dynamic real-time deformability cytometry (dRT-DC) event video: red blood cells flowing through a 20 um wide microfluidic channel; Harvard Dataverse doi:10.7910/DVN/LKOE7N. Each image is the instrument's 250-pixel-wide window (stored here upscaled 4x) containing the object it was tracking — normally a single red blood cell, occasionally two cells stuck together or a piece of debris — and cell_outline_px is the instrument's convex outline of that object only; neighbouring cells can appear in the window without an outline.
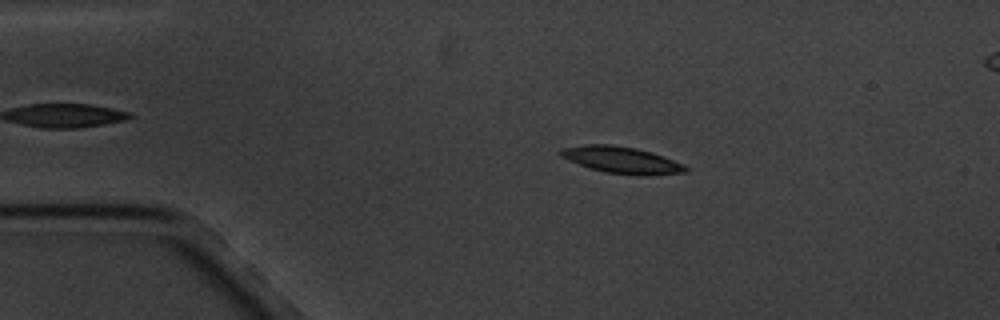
{"species": "common noctule bat (a hibernating species)", "species_latin": "Nyctalus noctula", "temperature_condition": "cold", "stored_images_in_passage": 6, "camera_frame_rate_fps": 3000, "um_per_image_px": 0.085, "animal": {"sex": "male", "body_mass_g": 20.1, "forearm_length_mm": 53.5}, "frame": {"image": 1, "passage_image": 4, "time_ms": 3.333, "image_size_px": [1000, 320], "cell_outline_px": [[688, 168], [684, 172], [644, 176], [604, 172], [588, 168], [568, 160], [560, 156], [556, 152], [560, 148], [584, 144], [612, 144], [636, 148], [652, 152], [684, 164]], "centroid_in_image_um": [52.77, 13.59], "position_along_channel_um": 32.2, "area_um2": 19.65}}